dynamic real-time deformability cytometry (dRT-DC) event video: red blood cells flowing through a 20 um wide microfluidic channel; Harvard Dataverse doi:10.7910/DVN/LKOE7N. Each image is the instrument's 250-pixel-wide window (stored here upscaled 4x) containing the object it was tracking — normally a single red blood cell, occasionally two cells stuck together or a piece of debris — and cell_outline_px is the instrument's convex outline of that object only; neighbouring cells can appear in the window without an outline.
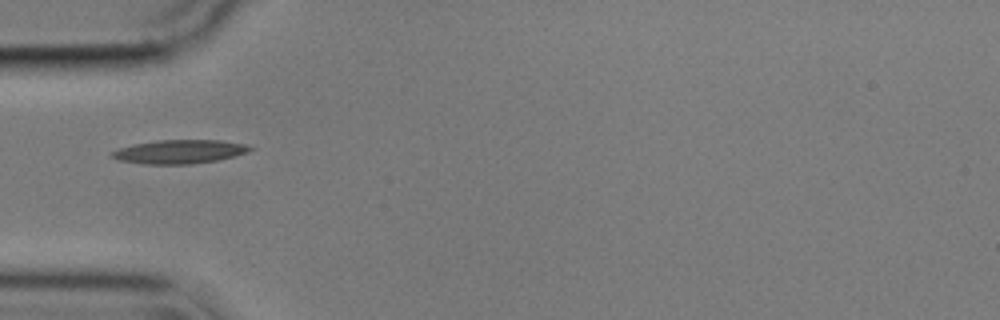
{"species": "common noctule bat (a hibernating species)", "species_latin": "Nyctalus noctula", "temperature_condition": "cold", "stored_images_in_passage": 39, "camera_frame_rate_fps": 3000, "um_per_image_px": 0.085, "animal": {"sex": "male", "body_mass_g": 17.9}, "frame": {"image": 1, "passage_image": 1, "time_ms": 0.0, "image_size_px": [1000, 320], "cell_outline_px": [[256, 148], [248, 152], [236, 156], [216, 160], [188, 164], [144, 164], [120, 160], [108, 156], [108, 152], [120, 148], [136, 144], [156, 140], [220, 140], [248, 144]], "centroid_in_image_um": [15.28, 12.89], "position_along_channel_um": 69.7, "area_um2": 19.25}}
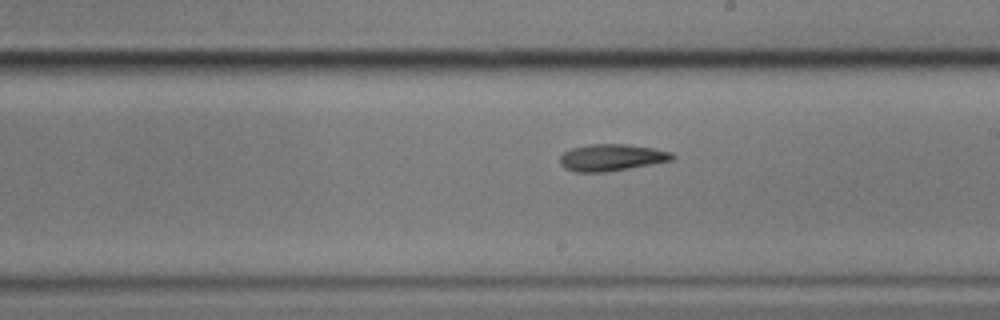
{"frame": {"image": 2, "passage_image": 15, "time_ms": 4.667, "image_size_px": [1000, 320], "cell_outline_px": [[676, 156], [672, 160], [652, 164], [604, 172], [576, 172], [564, 168], [560, 164], [560, 156], [564, 152], [572, 148], [588, 144], [624, 144], [652, 148], [672, 152]], "centroid_in_image_um": [51.97, 13.39], "position_along_channel_um": 237.0, "area_um2": 17.46}}
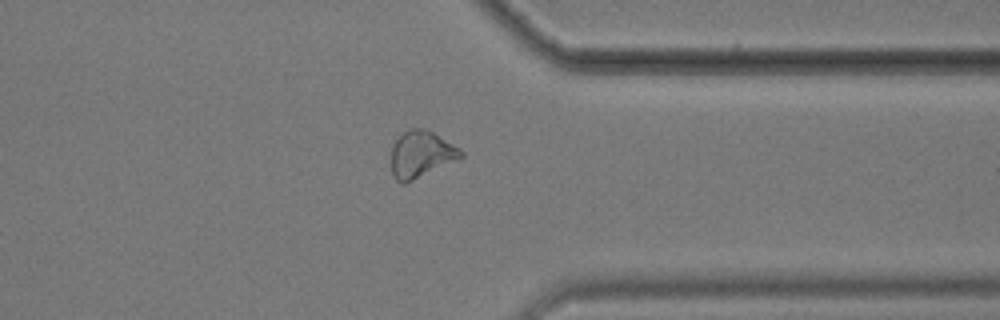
{"frame": {"image": 3, "passage_image": 27, "time_ms": 8.667, "image_size_px": [1000, 320], "cell_outline_px": [[464, 156], [404, 184], [400, 184], [392, 176], [392, 148], [396, 140], [408, 128], [424, 128], [432, 132], [460, 148], [464, 152]], "centroid_in_image_um": [35.78, 13.11], "position_along_channel_um": 375.6, "area_um2": 18.67}, "authors_computed_cell_mechanics": {"area_um2": 17.5712, "velocity_mm_per_s": 3.5773, "shape_relaxation_time_tau1_ms": 3.5218, "shape_relaxation_time_tau2_ms": 8.3032, "deformation_change_tau1": 0.1534, "deformation_change_tau2": 0.179}}